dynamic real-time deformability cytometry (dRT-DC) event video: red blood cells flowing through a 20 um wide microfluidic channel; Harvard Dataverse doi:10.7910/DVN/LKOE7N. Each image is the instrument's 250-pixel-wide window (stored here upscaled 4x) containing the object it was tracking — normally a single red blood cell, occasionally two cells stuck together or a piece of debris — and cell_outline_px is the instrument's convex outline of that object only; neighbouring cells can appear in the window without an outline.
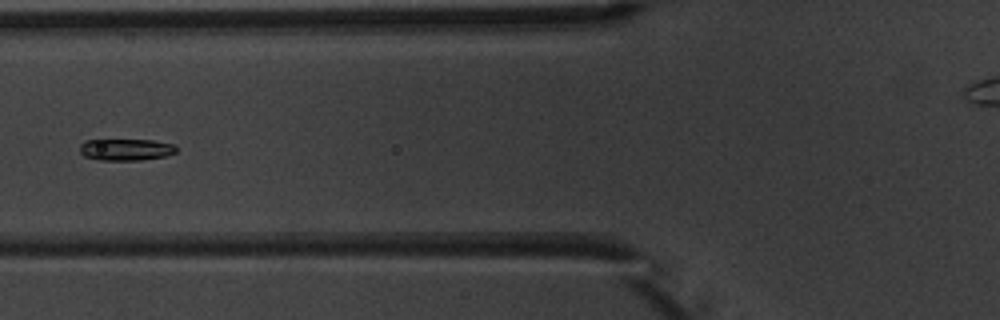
{"species": "common noctule bat (a hibernating species)", "species_latin": "Nyctalus noctula", "temperature_condition": "warm", "stored_images_in_passage": 5, "camera_frame_rate_fps": 3000, "um_per_image_px": 0.085, "animal": {"sex": "male", "body_mass_g": 20.1, "forearm_length_mm": 53.5}, "frame": {"image": 1, "passage_image": 5, "time_ms": 4.667, "image_size_px": [1000, 320], "cell_outline_px": [[176, 152], [164, 156], [140, 160], [100, 160], [84, 156], [80, 152], [80, 144], [84, 140], [152, 140], [176, 144]], "centroid_in_image_um": [10.7, 12.71], "position_along_channel_um": 115.1, "area_um2": 12.2}}